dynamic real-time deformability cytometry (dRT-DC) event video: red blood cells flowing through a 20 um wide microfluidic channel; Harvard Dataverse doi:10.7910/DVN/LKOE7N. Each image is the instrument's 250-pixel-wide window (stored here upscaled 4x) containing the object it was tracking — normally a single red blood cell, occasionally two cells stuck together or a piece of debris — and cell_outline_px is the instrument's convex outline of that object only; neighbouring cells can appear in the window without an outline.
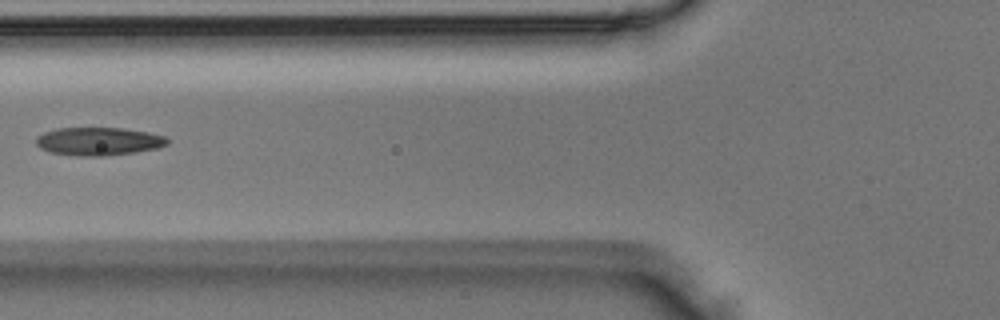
{"species": "Egyptian fruit bat (a non-hibernating species)", "species_latin": "Rousettus aegyptiacus", "temperature_condition": "room temperature", "stored_images_in_passage": 5, "camera_frame_rate_fps": 3000, "um_per_image_px": 0.085, "animal": {"sex": "male"}, "frame": {"image": 1, "passage_image": 4, "time_ms": 1.0, "image_size_px": [1000, 320], "cell_outline_px": [[168, 144], [160, 148], [136, 152], [104, 156], [80, 156], [52, 152], [40, 148], [36, 144], [36, 136], [44, 132], [56, 128], [124, 128], [148, 132], [164, 136], [168, 140]], "centroid_in_image_um": [8.39, 12.01], "position_along_channel_um": 117.4, "area_um2": 21.56}}